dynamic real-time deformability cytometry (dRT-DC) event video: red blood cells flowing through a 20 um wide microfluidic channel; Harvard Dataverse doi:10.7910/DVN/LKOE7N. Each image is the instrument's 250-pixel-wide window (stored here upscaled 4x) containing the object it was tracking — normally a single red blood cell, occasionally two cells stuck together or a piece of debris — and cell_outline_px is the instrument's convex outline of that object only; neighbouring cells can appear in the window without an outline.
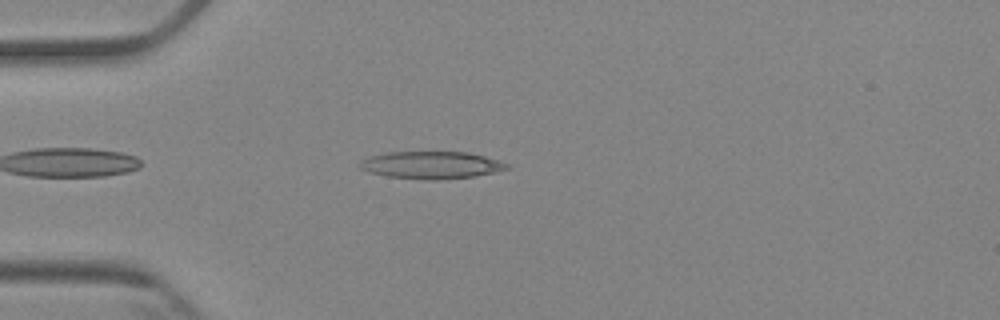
{"species": "Egyptian fruit bat (a non-hibernating species)", "species_latin": "Rousettus aegyptiacus", "temperature_condition": "cold", "stored_images_in_passage": 3, "camera_frame_rate_fps": 3000, "um_per_image_px": 0.085, "animal": {"sex": "female"}, "frame": {"image": 1, "passage_image": 3, "time_ms": 2.333, "image_size_px": [1000, 320], "cell_outline_px": [[512, 168], [496, 172], [476, 176], [436, 180], [432, 180], [388, 176], [372, 172], [360, 168], [360, 164], [368, 156], [388, 152], [468, 152], [484, 156], [512, 164]], "centroid_in_image_um": [36.77, 14.02], "position_along_channel_um": 48.2, "area_um2": 23.35}}